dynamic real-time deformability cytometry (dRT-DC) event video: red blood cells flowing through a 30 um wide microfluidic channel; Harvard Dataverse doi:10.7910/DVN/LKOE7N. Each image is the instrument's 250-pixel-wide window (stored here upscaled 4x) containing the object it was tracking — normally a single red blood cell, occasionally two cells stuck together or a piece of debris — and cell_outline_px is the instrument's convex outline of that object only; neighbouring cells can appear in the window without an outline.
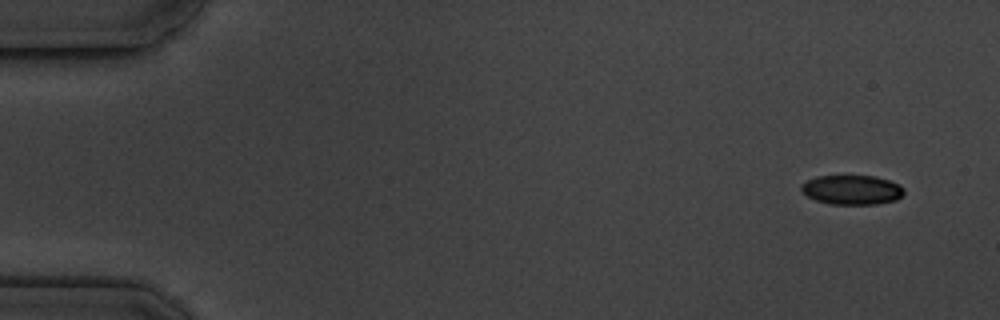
{"species": "common noctule bat (a hibernating species)", "species_latin": "Nyctalus noctula", "temperature_condition": "cold", "stored_images_in_passage": 4, "camera_frame_rate_fps": 3000, "um_per_image_px": 0.085, "animal": {"sex": "male", "body_mass_g": 19.5, "forearm_length_mm": 54.6}, "frame": {"image": 1, "passage_image": 1, "time_ms": 0.0, "image_size_px": [1000, 320], "cell_outline_px": [[904, 192], [896, 200], [876, 204], [832, 204], [816, 200], [808, 196], [800, 188], [800, 184], [816, 176], [872, 176], [888, 180], [904, 188]], "centroid_in_image_um": [72.39, 16.13], "position_along_channel_um": 12.6, "area_um2": 17.4}}